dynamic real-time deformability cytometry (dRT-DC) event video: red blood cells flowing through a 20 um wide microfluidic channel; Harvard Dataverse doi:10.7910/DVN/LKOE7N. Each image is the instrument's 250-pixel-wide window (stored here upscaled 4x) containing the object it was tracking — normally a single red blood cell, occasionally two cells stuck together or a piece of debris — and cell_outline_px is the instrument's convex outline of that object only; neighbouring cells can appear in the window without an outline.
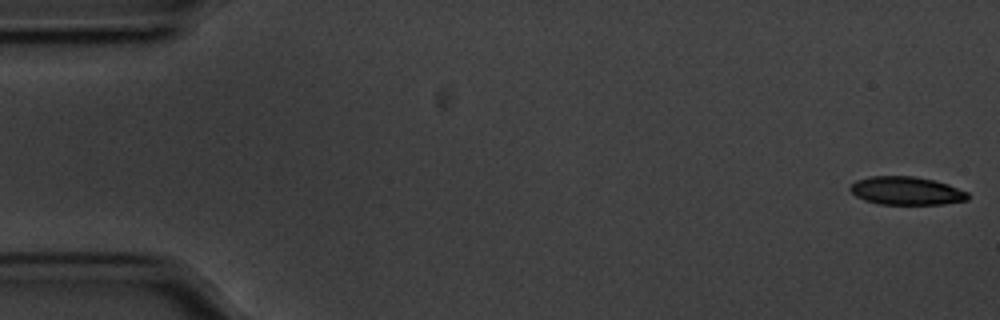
{"species": "common noctule bat (a hibernating species)", "species_latin": "Nyctalus noctula", "temperature_condition": "cold", "stored_images_in_passage": 56, "camera_frame_rate_fps": 3000, "um_per_image_px": 0.085, "animal": {"sex": "male", "body_mass_g": 20.1, "forearm_length_mm": 53.5}, "frame": {"image": 1, "passage_image": 1, "time_ms": 0.0, "image_size_px": [1000, 320], "cell_outline_px": [[968, 200], [944, 204], [880, 204], [864, 200], [856, 196], [848, 188], [856, 180], [868, 176], [912, 176], [936, 180], [948, 184], [968, 192]], "centroid_in_image_um": [77.04, 16.21], "position_along_channel_um": 8.0, "area_um2": 19.42}}
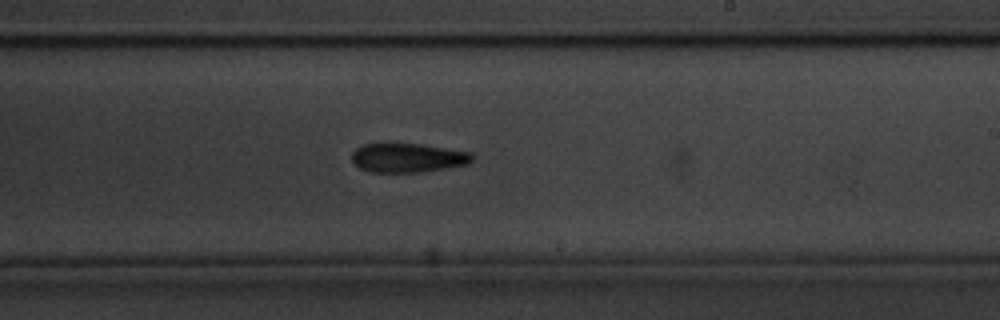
{"frame": {"image": 2, "passage_image": 33, "time_ms": 10.667, "image_size_px": [1000, 320], "cell_outline_px": [[472, 160], [468, 164], [420, 172], [368, 172], [352, 164], [352, 152], [356, 148], [364, 144], [388, 140], [420, 144], [472, 152]], "centroid_in_image_um": [34.57, 13.37], "position_along_channel_um": 254.4, "area_um2": 21.15}}
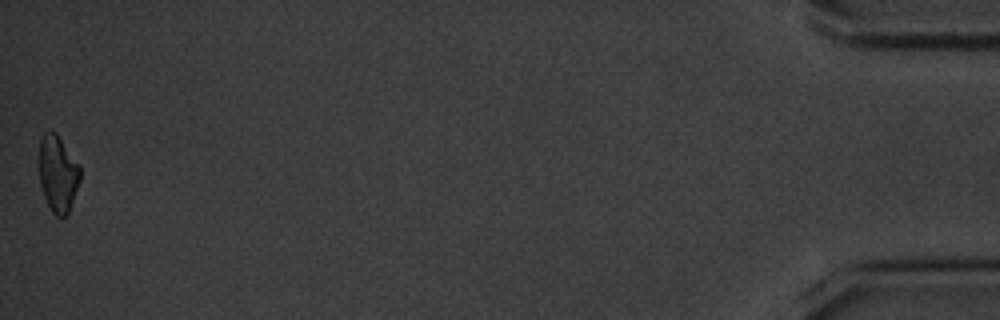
{"frame": {"image": 3, "passage_image": 56, "time_ms": 18.333, "image_size_px": [1000, 320], "cell_outline_px": [[80, 180], [68, 212], [60, 220], [52, 212], [44, 196], [40, 184], [40, 140], [44, 132], [56, 132], [80, 164]], "centroid_in_image_um": [4.93, 14.76], "position_along_channel_um": 430.3, "area_um2": 18.21}, "authors_computed_cell_mechanics": {"area_um2": 20.1722, "velocity_mm_per_s": 3.551, "shape_relaxation_time_tau1_ms": 3.057, "shape_relaxation_time_tau2_ms": null, "deformation_change_tau1": 0.09, "deformation_change_tau2": null}}